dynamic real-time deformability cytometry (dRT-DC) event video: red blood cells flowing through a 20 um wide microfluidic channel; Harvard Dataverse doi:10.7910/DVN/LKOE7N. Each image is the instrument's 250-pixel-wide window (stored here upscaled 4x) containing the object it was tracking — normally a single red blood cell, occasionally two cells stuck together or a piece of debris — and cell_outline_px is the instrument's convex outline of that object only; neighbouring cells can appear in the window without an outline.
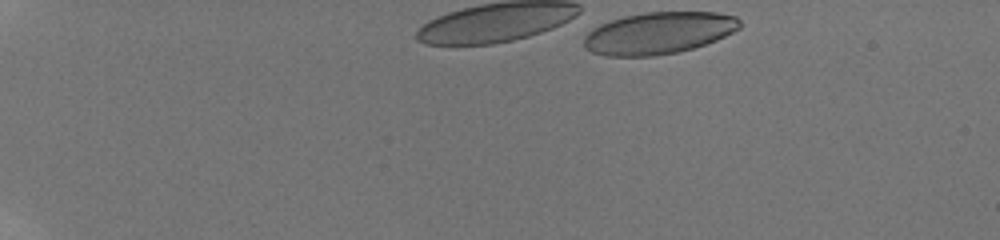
{"species": "human", "species_latin": "Homo sapiens", "temperature_condition": "room temperature", "stored_images_in_passage": 14, "segment_of_instrument_passage": [1, 2], "camera_frame_rate_fps": 3000, "um_per_image_px": 0.085, "donor": {"sex": "male"}, "frame": {"image": 1, "passage_image": 1, "time_ms": 0.0, "image_size_px": [1000, 240], "cell_outline_px": [[740, 28], [716, 40], [692, 48], [676, 52], [656, 56], [604, 56], [592, 52], [584, 48], [584, 36], [592, 28], [600, 24], [624, 16], [648, 12], [716, 12], [736, 16], [740, 20]], "centroid_in_image_um": [55.96, 2.81], "position_along_channel_um": 29.0, "area_um2": 38.03}}
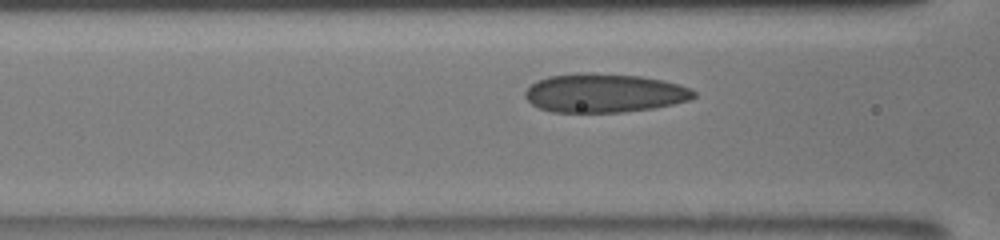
{"frame": {"image": 2, "passage_image": 10, "time_ms": 3.667, "image_size_px": [1000, 240], "cell_outline_px": [[696, 96], [688, 100], [672, 104], [652, 108], [624, 112], [552, 112], [540, 108], [532, 104], [524, 96], [524, 92], [536, 80], [548, 76], [576, 72], [588, 72], [640, 76], [664, 80], [688, 88], [696, 92]], "centroid_in_image_um": [51.32, 7.9], "position_along_channel_um": 115.3, "area_um2": 38.21}}
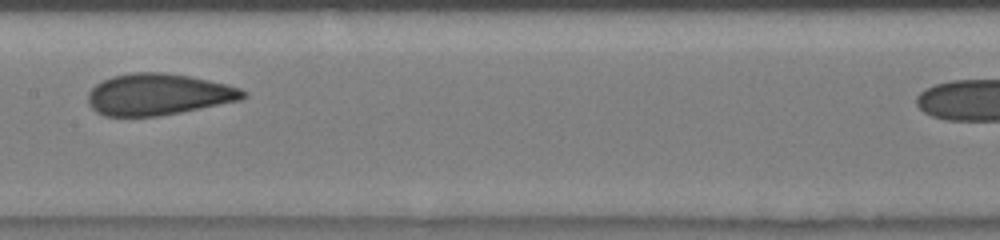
{"frame": {"image": 3, "passage_image": 13, "time_ms": 5.667, "image_size_px": [1000, 240], "cell_outline_px": [[248, 96], [240, 100], [160, 116], [104, 116], [96, 112], [88, 104], [88, 92], [96, 84], [112, 76], [132, 72], [164, 72], [188, 76], [208, 80], [240, 88], [248, 92]], "centroid_in_image_um": [13.44, 8.02], "position_along_channel_um": 194.0, "area_um2": 37.45}}